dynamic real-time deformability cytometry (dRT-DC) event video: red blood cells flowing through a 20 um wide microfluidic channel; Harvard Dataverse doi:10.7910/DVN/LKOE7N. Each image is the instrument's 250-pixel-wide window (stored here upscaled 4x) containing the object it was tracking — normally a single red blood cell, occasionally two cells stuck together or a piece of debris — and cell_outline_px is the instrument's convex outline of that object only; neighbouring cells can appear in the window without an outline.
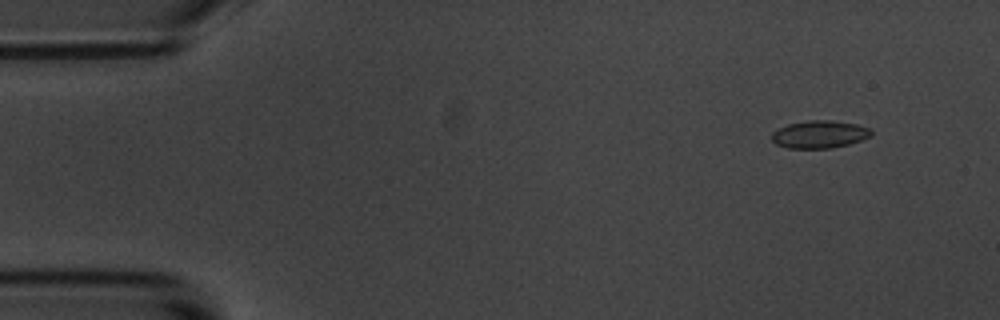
{"species": "common noctule bat (a hibernating species)", "species_latin": "Nyctalus noctula", "temperature_condition": "room temperature", "stored_images_in_passage": 5, "camera_frame_rate_fps": 3000, "um_per_image_px": 0.085, "animal": {"sex": "male", "body_mass_g": 20.1, "forearm_length_mm": 53.5}, "frame": {"image": 1, "passage_image": 2, "time_ms": 1.333, "image_size_px": [1000, 320], "cell_outline_px": [[872, 136], [848, 144], [832, 148], [788, 148], [776, 144], [772, 140], [772, 132], [788, 124], [808, 120], [832, 120], [856, 124], [872, 128]], "centroid_in_image_um": [69.68, 11.41], "position_along_channel_um": 15.3, "area_um2": 16.01}}
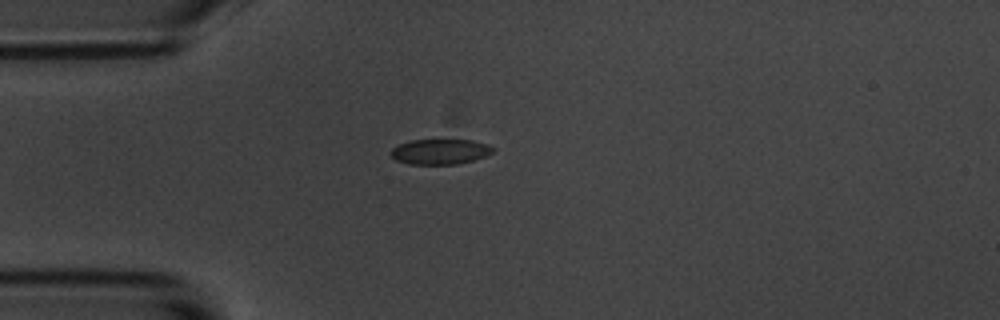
{"frame": {"image": 2, "passage_image": 5, "time_ms": 4.667, "image_size_px": [1000, 320], "cell_outline_px": [[496, 148], [492, 152], [484, 156], [472, 160], [456, 164], [408, 164], [396, 160], [388, 152], [392, 148], [408, 140], [472, 140], [488, 144]], "centroid_in_image_um": [37.38, 12.88], "position_along_channel_um": 47.6, "area_um2": 15.03}}